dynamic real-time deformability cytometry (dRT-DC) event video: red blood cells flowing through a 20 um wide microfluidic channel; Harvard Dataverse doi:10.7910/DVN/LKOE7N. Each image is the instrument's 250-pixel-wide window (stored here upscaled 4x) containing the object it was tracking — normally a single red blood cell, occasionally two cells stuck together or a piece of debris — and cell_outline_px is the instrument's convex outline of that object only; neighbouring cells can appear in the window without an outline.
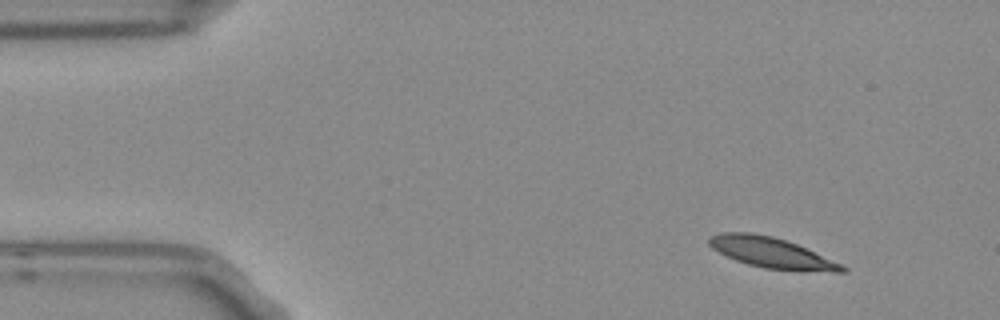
{"species": "Egyptian fruit bat (a non-hibernating species)", "species_latin": "Rousettus aegyptiacus", "temperature_condition": "room temperature", "stored_images_in_passage": 5, "camera_frame_rate_fps": 3000, "um_per_image_px": 0.085, "frame": {"image": 1, "passage_image": 1, "time_ms": 0.0, "image_size_px": [1000, 320], "cell_outline_px": [[848, 272], [832, 272], [764, 268], [748, 264], [736, 260], [712, 248], [708, 244], [708, 236], [720, 232], [748, 232], [772, 236], [796, 244], [840, 264], [848, 268]], "centroid_in_image_um": [65.53, 21.47], "position_along_channel_um": 19.5, "area_um2": 23.18}}
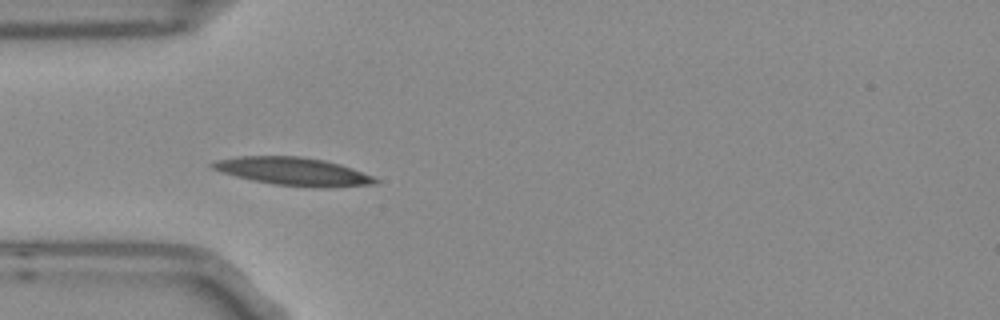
{"frame": {"image": 2, "passage_image": 4, "time_ms": 1.0, "image_size_px": [1000, 320], "cell_outline_px": [[380, 180], [376, 184], [332, 188], [312, 188], [272, 184], [252, 180], [220, 172], [212, 168], [208, 164], [216, 160], [240, 156], [300, 156], [324, 160], [340, 164], [352, 168], [372, 176]], "centroid_in_image_um": [24.95, 14.58], "position_along_channel_um": 60.1, "area_um2": 26.88}}
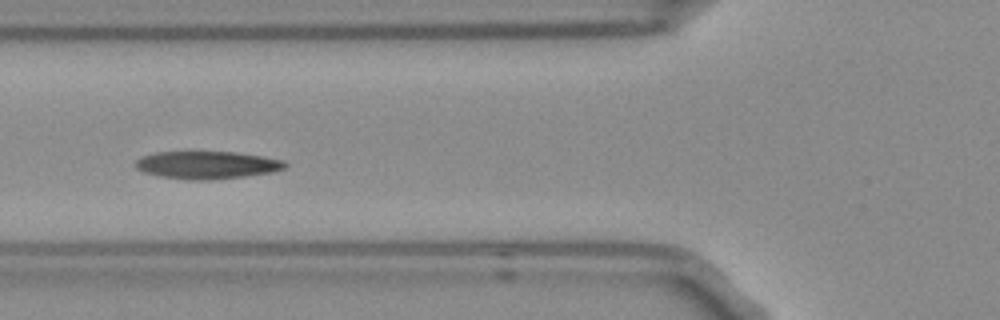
{"frame": {"image": 3, "passage_image": 5, "time_ms": 1.333, "image_size_px": [1000, 320], "cell_outline_px": [[288, 164], [284, 168], [272, 172], [244, 176], [212, 180], [188, 180], [160, 176], [144, 172], [136, 168], [132, 164], [140, 156], [156, 152], [236, 152], [264, 156], [284, 160]], "centroid_in_image_um": [17.57, 14.02], "position_along_channel_um": 108.2, "area_um2": 24.28}}